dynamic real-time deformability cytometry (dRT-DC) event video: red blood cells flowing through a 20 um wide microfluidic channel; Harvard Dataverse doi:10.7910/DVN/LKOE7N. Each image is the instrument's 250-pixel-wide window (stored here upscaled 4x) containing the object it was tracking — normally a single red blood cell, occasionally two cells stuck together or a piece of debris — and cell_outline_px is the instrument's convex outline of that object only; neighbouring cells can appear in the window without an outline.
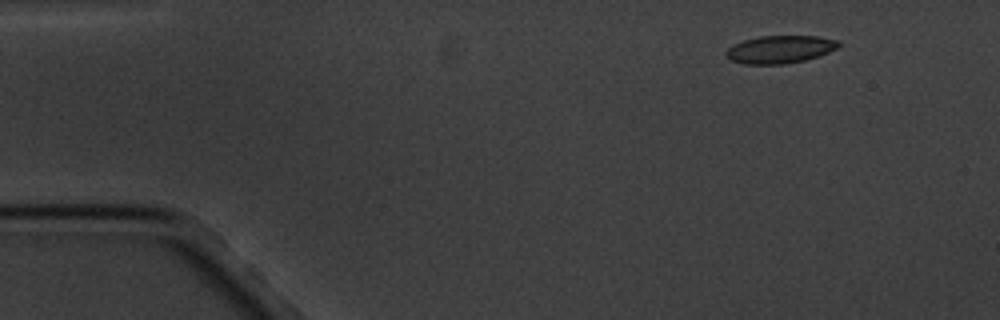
{"species": "common noctule bat (a hibernating species)", "species_latin": "Nyctalus noctula", "temperature_condition": "cold", "stored_images_in_passage": 3, "camera_frame_rate_fps": 3000, "um_per_image_px": 0.085, "animal": {"sex": "male", "body_mass_g": 20.1, "forearm_length_mm": 53.5}, "frame": {"image": 1, "passage_image": 1, "time_ms": 0.0, "image_size_px": [1000, 320], "cell_outline_px": [[840, 44], [836, 48], [828, 52], [804, 60], [784, 64], [744, 64], [732, 60], [724, 52], [728, 48], [744, 40], [760, 36], [816, 36], [840, 40]], "centroid_in_image_um": [66.31, 4.19], "position_along_channel_um": 18.7, "area_um2": 17.92}}